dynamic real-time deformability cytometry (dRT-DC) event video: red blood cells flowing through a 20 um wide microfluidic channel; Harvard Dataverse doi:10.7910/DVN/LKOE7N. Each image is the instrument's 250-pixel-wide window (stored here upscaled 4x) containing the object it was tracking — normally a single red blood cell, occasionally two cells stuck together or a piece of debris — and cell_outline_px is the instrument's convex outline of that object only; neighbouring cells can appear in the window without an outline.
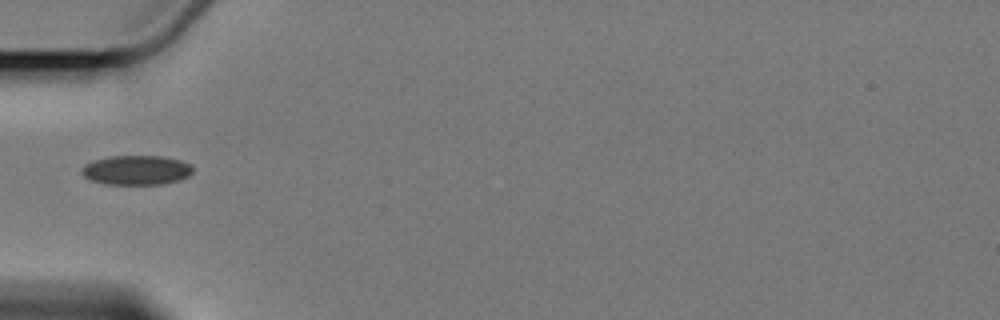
{"species": "Egyptian fruit bat (a non-hibernating species)", "species_latin": "Rousettus aegyptiacus", "temperature_condition": "cold", "stored_images_in_passage": 3, "camera_frame_rate_fps": 3000, "um_per_image_px": 0.085, "animal": {"sex": "female"}, "frame": {"image": 1, "passage_image": 1, "time_ms": 0.0, "image_size_px": [1000, 320], "cell_outline_px": [[192, 172], [188, 176], [180, 180], [164, 184], [108, 184], [92, 180], [84, 176], [80, 172], [80, 168], [84, 164], [108, 156], [164, 156], [180, 160], [192, 164]], "centroid_in_image_um": [11.61, 14.45], "position_along_channel_um": 73.4, "area_um2": 19.19}}
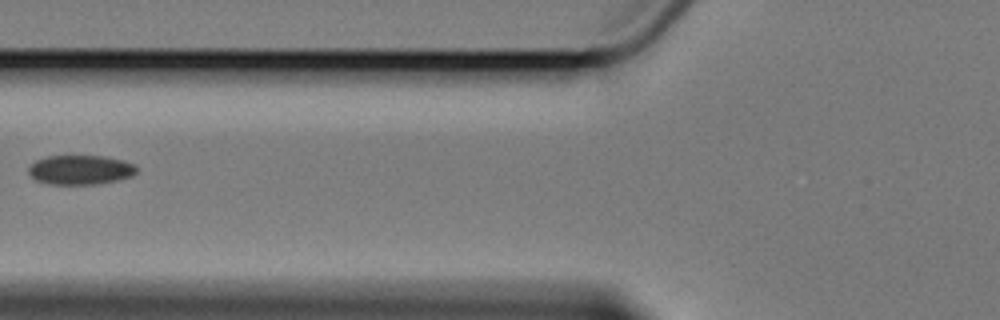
{"frame": {"image": 2, "passage_image": 2, "time_ms": 1.333, "image_size_px": [1000, 320], "cell_outline_px": [[136, 172], [132, 176], [116, 180], [96, 184], [48, 184], [36, 180], [28, 172], [28, 168], [36, 160], [48, 156], [104, 156], [124, 160], [136, 164]], "centroid_in_image_um": [6.85, 14.43], "position_along_channel_um": 119.0, "area_um2": 18.5}}
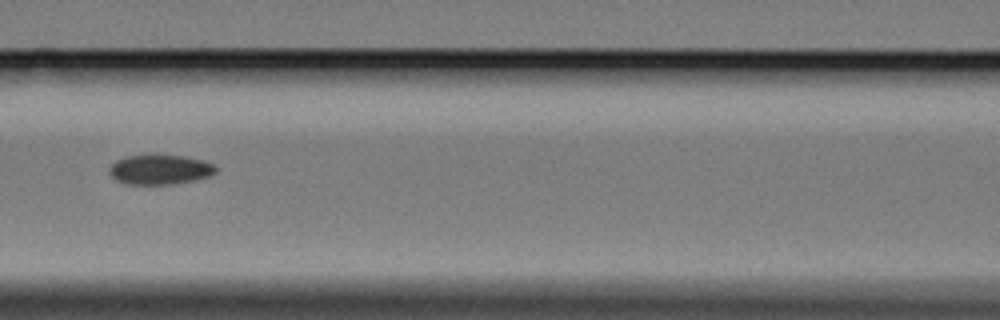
{"frame": {"image": 3, "passage_image": 3, "time_ms": 2.333, "image_size_px": [1000, 320], "cell_outline_px": [[216, 172], [208, 176], [192, 180], [172, 184], [124, 184], [116, 180], [108, 172], [108, 168], [116, 160], [128, 156], [152, 152], [184, 156], [204, 160], [216, 164]], "centroid_in_image_um": [13.57, 14.37], "position_along_channel_um": 153.0, "area_um2": 19.07}}